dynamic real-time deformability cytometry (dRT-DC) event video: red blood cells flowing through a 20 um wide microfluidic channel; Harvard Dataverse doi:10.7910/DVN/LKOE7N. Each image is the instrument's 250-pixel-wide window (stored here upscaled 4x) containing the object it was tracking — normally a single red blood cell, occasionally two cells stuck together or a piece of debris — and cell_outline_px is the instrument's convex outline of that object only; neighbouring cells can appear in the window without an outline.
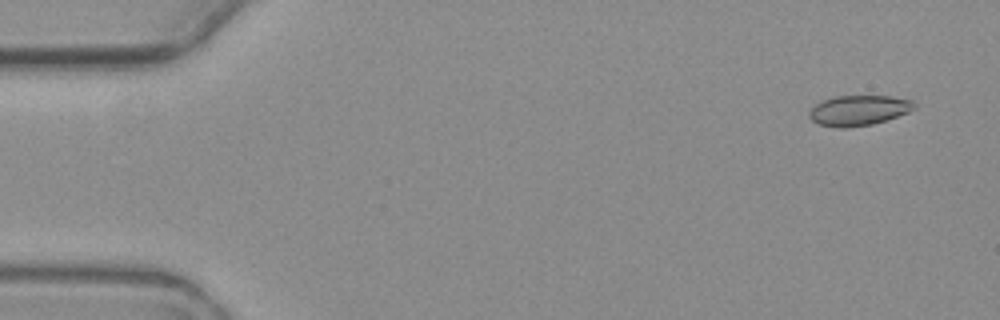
{"species": "common noctule bat (a hibernating species)", "species_latin": "Nyctalus noctula", "temperature_condition": "warm", "stored_images_in_passage": 6, "camera_frame_rate_fps": 3000, "um_per_image_px": 0.085, "animal": {"sex": "female", "body_mass_g": 19.3, "forearm_length_mm": 54.1}, "frame": {"image": 1, "passage_image": 1, "time_ms": 0.0, "image_size_px": [1000, 320], "cell_outline_px": [[916, 108], [908, 112], [872, 124], [848, 128], [836, 128], [820, 124], [812, 120], [808, 116], [808, 112], [820, 100], [836, 96], [888, 96], [912, 100], [916, 104]], "centroid_in_image_um": [72.96, 9.38], "position_along_channel_um": 12.0, "area_um2": 18.5}}
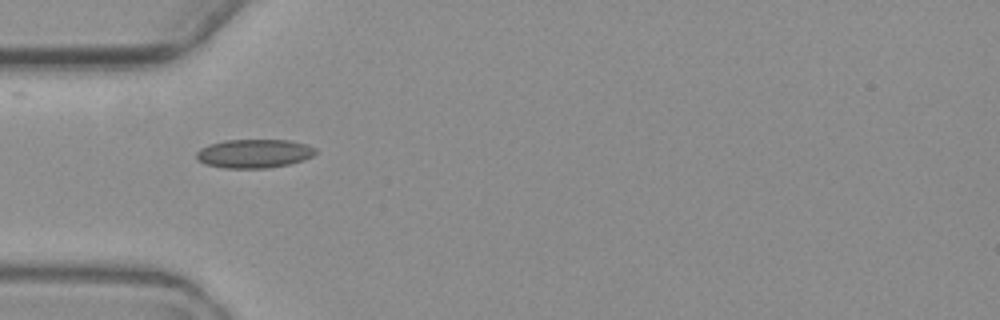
{"frame": {"image": 2, "passage_image": 5, "time_ms": 5.0, "image_size_px": [1000, 320], "cell_outline_px": [[316, 152], [312, 156], [288, 164], [268, 168], [224, 168], [204, 164], [196, 160], [196, 152], [200, 148], [208, 144], [224, 140], [288, 140], [304, 144], [316, 148]], "centroid_in_image_um": [21.52, 13.05], "position_along_channel_um": 63.5, "area_um2": 19.94}}
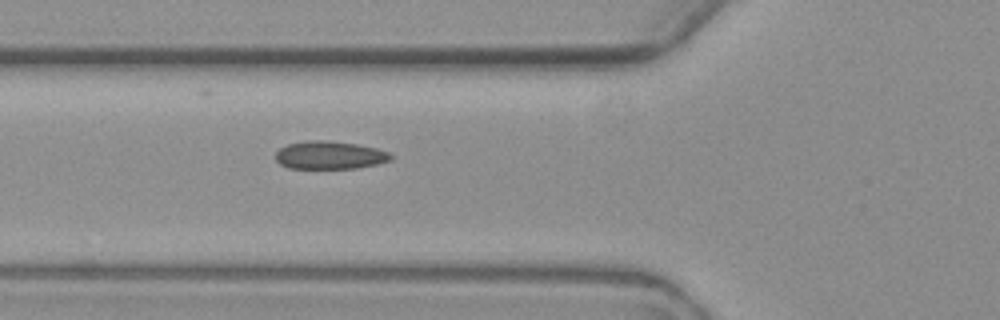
{"frame": {"image": 3, "passage_image": 6, "time_ms": 6.0, "image_size_px": [1000, 320], "cell_outline_px": [[392, 160], [376, 164], [356, 168], [288, 168], [280, 164], [276, 160], [276, 152], [280, 148], [288, 144], [304, 140], [324, 140], [356, 144], [376, 148], [388, 152], [392, 156]], "centroid_in_image_um": [28.0, 13.18], "position_along_channel_um": 97.8, "area_um2": 18.73}}